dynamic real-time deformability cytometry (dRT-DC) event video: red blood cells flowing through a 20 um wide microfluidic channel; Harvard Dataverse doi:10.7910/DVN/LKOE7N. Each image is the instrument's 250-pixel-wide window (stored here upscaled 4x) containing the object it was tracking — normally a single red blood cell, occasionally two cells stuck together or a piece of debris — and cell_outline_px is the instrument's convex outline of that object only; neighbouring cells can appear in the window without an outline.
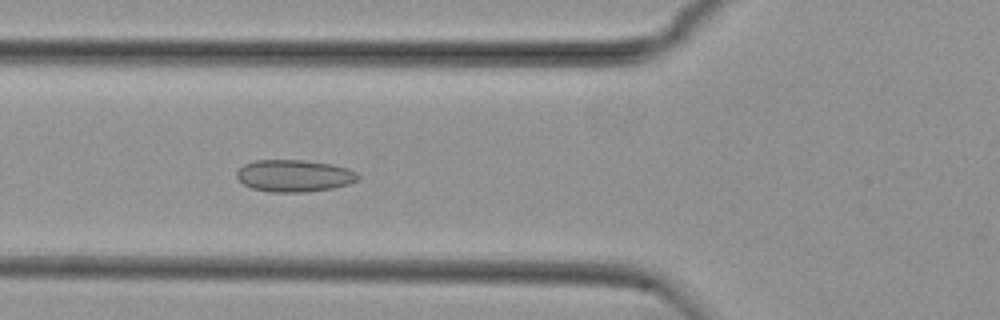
{"species": "common noctule bat (a hibernating species)", "species_latin": "Nyctalus noctula", "temperature_condition": "cold", "stored_images_in_passage": 54, "camera_frame_rate_fps": 3000, "um_per_image_px": 0.085, "animal": {"sex": "female", "body_mass_g": 29.2, "forearm_length_mm": 56.3}, "frame": {"image": 1, "passage_image": 19, "time_ms": 6.0, "image_size_px": [1000, 320], "cell_outline_px": [[360, 176], [356, 180], [348, 184], [332, 188], [308, 192], [272, 192], [252, 188], [244, 184], [236, 176], [236, 172], [244, 164], [256, 160], [304, 160], [332, 164], [348, 168], [356, 172]], "centroid_in_image_um": [25.01, 14.93], "position_along_channel_um": 100.8, "area_um2": 22.6}}
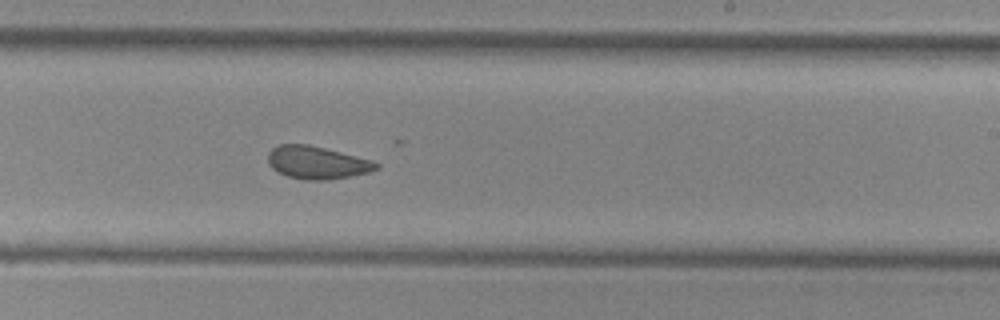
{"frame": {"image": 2, "passage_image": 32, "time_ms": 10.333, "image_size_px": [1000, 320], "cell_outline_px": [[380, 168], [372, 172], [328, 180], [308, 180], [288, 176], [276, 172], [268, 164], [268, 152], [272, 148], [280, 144], [308, 144], [372, 160], [380, 164]], "centroid_in_image_um": [26.95, 13.82], "position_along_channel_um": 262.0, "area_um2": 20.75}}
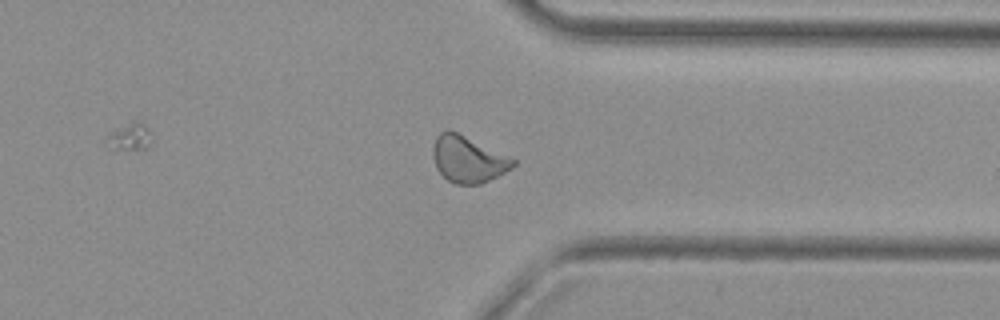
{"frame": {"image": 3, "passage_image": 41, "time_ms": 13.333, "image_size_px": [1000, 320], "cell_outline_px": [[516, 164], [512, 168], [480, 184], [456, 184], [448, 180], [436, 168], [432, 156], [432, 148], [436, 136], [440, 132], [448, 128], [516, 160]], "centroid_in_image_um": [39.73, 13.53], "position_along_channel_um": 371.7, "area_um2": 21.44}, "authors_computed_cell_mechanics": {"area_um2": 21.8195, "velocity_mm_per_s": 3.7221, "shape_relaxation_time_tau1_ms": null, "shape_relaxation_time_tau2_ms": 2.2477, "deformation_change_tau1": null, "deformation_change_tau2": 0.08}}